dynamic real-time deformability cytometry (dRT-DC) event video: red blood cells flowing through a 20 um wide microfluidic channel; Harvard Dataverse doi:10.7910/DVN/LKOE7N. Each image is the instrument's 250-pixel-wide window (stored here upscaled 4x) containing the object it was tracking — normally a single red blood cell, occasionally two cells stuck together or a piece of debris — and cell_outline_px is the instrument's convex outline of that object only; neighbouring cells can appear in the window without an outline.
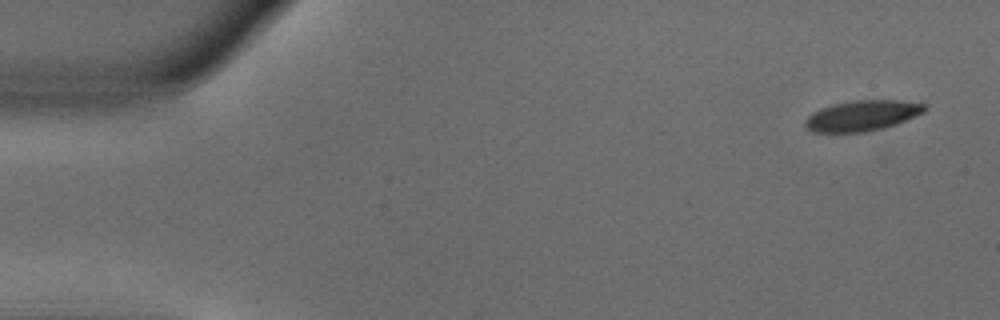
{"species": "common noctule bat (a hibernating species)", "species_latin": "Nyctalus noctula", "temperature_condition": "warm", "stored_images_in_passage": 52, "camera_frame_rate_fps": 3000, "um_per_image_px": 0.085, "animal": {"sex": "male", "body_mass_g": 18.8}, "frame": {"image": 1, "passage_image": 1, "time_ms": 0.0, "image_size_px": [1000, 320], "cell_outline_px": [[928, 108], [924, 112], [896, 124], [884, 128], [864, 132], [812, 132], [804, 128], [804, 120], [812, 112], [820, 108], [832, 104], [852, 100], [924, 100], [928, 104]], "centroid_in_image_um": [73.34, 9.8], "position_along_channel_um": 11.7, "area_um2": 21.91}}
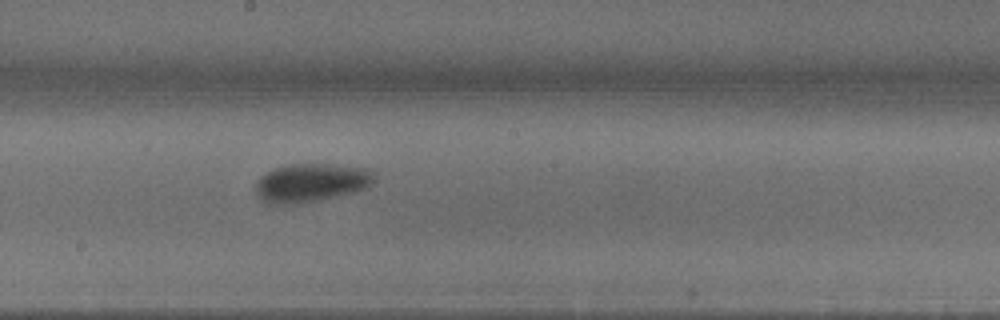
{"frame": {"image": 2, "passage_image": 27, "time_ms": 8.667, "image_size_px": [1000, 320], "cell_outline_px": [[372, 180], [364, 188], [352, 192], [316, 200], [296, 204], [268, 204], [256, 192], [256, 180], [260, 176], [276, 168], [288, 164], [328, 164], [364, 168], [372, 172]], "centroid_in_image_um": [26.36, 15.53], "position_along_channel_um": 221.8, "area_um2": 25.89}}
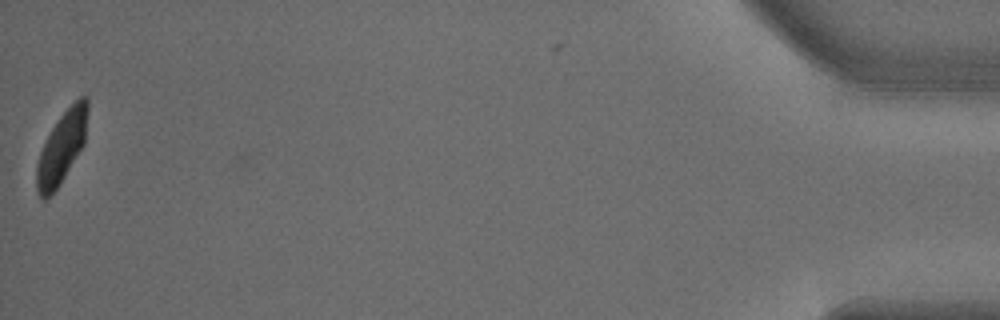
{"frame": {"image": 3, "passage_image": 51, "time_ms": 16.667, "image_size_px": [1000, 320], "cell_outline_px": [[88, 112], [84, 144], [64, 176], [56, 188], [44, 200], [40, 196], [36, 188], [36, 164], [40, 152], [52, 128], [60, 116], [80, 96], [88, 96]], "centroid_in_image_um": [5.25, 12.5], "position_along_channel_um": 429.9, "area_um2": 20.81}, "authors_computed_cell_mechanics": {"area_um2": 23.2645, "velocity_mm_per_s": 3.8099, "shape_relaxation_time_tau1_ms": 2.784, "shape_relaxation_time_tau2_ms": null, "deformation_change_tau1": 0.1525, "deformation_change_tau2": null}}